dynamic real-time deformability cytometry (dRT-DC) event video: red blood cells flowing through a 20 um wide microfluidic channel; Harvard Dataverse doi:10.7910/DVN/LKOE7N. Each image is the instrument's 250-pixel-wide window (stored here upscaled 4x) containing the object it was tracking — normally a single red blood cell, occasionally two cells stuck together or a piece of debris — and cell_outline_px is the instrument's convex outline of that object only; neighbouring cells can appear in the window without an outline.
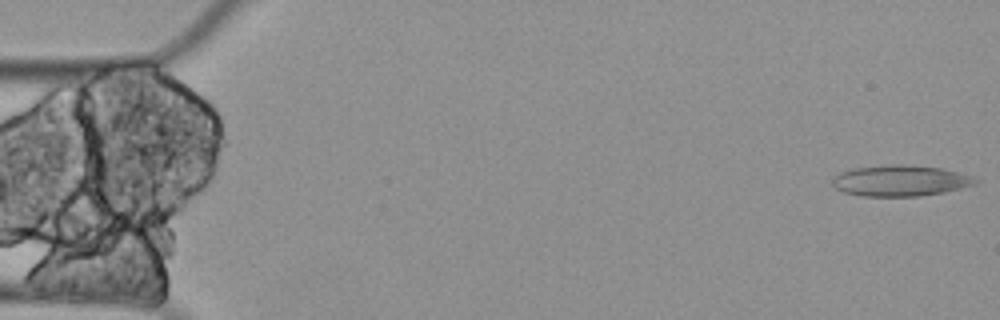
{"species": "Egyptian fruit bat (a non-hibernating species)", "species_latin": "Rousettus aegyptiacus", "temperature_condition": "cold", "stored_images_in_passage": 5, "camera_frame_rate_fps": 3000, "um_per_image_px": 0.085, "animal": {"sex": "female"}, "frame": {"image": 1, "passage_image": 1, "time_ms": 0.0, "image_size_px": [1000, 320], "cell_outline_px": [[980, 180], [976, 184], [944, 192], [920, 196], [864, 196], [844, 192], [836, 188], [832, 184], [832, 176], [840, 172], [856, 168], [892, 164], [900, 164], [944, 168], [960, 172], [972, 176]], "centroid_in_image_um": [76.55, 15.35], "position_along_channel_um": 8.4, "area_um2": 25.89}}
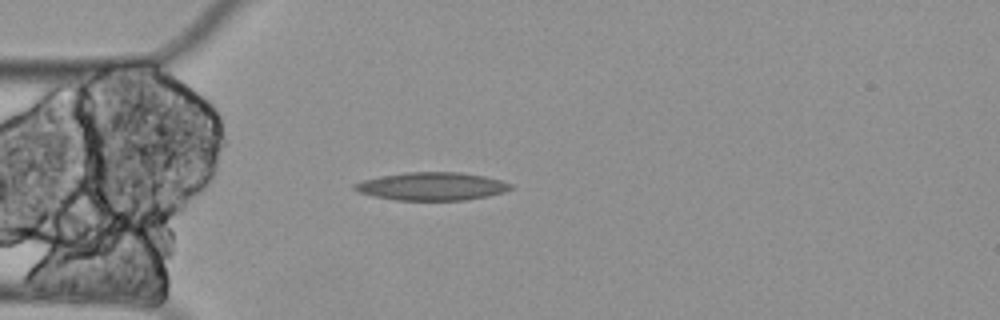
{"frame": {"image": 2, "passage_image": 5, "time_ms": 1.333, "image_size_px": [1000, 320], "cell_outline_px": [[516, 188], [504, 192], [488, 196], [464, 200], [396, 200], [372, 196], [360, 192], [352, 188], [352, 184], [364, 180], [384, 176], [408, 172], [460, 172], [484, 176], [500, 180], [512, 184]], "centroid_in_image_um": [36.75, 15.84], "position_along_channel_um": 48.3, "area_um2": 25.43}}